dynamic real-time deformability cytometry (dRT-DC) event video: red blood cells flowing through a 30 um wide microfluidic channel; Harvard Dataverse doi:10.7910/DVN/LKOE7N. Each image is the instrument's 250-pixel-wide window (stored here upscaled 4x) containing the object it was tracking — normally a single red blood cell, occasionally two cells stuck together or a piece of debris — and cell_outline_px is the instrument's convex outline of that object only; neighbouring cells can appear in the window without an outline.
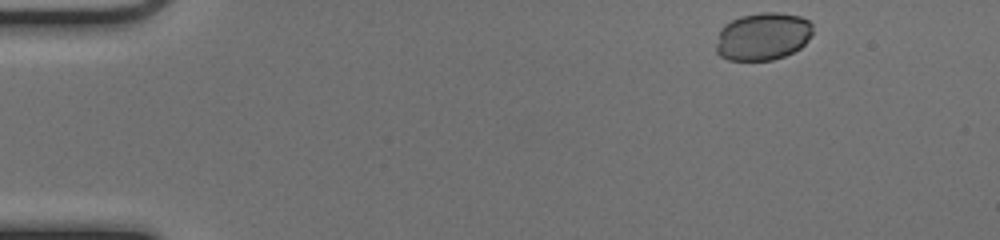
{"species": "common noctule bat (a hibernating species)", "species_latin": "Nyctalus noctula", "temperature_condition": "cold", "stored_images_in_passage": 47, "camera_frame_rate_fps": 3000, "um_per_image_px": 0.085, "animal": {"sex": "female", "body_mass_g": 17.0, "forearm_length_mm": 48.0}, "frame": {"image": 1, "passage_image": 1, "time_ms": 0.0, "image_size_px": [1000, 240], "cell_outline_px": [[812, 32], [808, 40], [800, 48], [784, 56], [772, 60], [728, 60], [720, 56], [716, 52], [716, 44], [720, 28], [724, 24], [740, 16], [760, 12], [776, 12], [800, 16], [808, 20], [812, 24]], "centroid_in_image_um": [64.82, 3.09], "position_along_channel_um": 20.2, "area_um2": 26.99}}
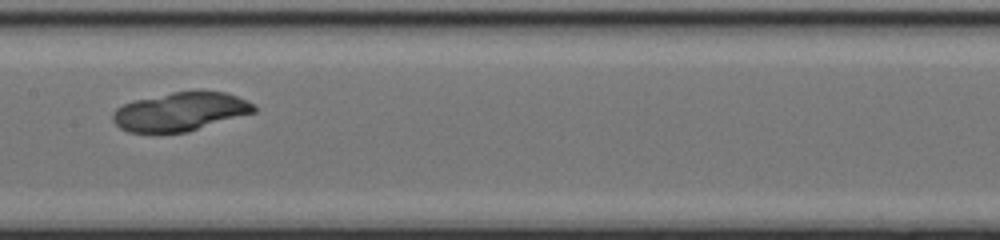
{"frame": {"image": 2, "passage_image": 22, "time_ms": 7.0, "image_size_px": [1000, 240], "cell_outline_px": [[256, 112], [188, 132], [128, 132], [120, 128], [112, 120], [112, 112], [116, 108], [124, 104], [136, 100], [172, 92], [224, 92], [236, 96], [252, 104], [256, 108]], "centroid_in_image_um": [15.3, 9.51], "position_along_channel_um": 192.1, "area_um2": 31.39}}
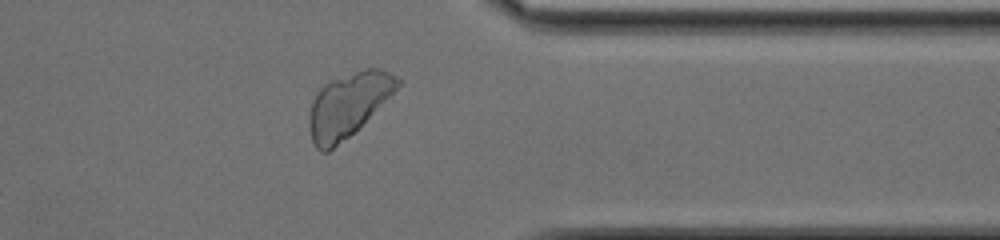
{"frame": {"image": 3, "passage_image": 37, "time_ms": 12.0, "image_size_px": [1000, 240], "cell_outline_px": [[400, 84], [348, 136], [328, 152], [320, 152], [316, 148], [312, 140], [308, 124], [308, 120], [312, 100], [316, 92], [324, 84], [332, 80], [364, 68], [380, 68], [396, 76], [400, 80]], "centroid_in_image_um": [29.52, 8.91], "position_along_channel_um": 381.9, "area_um2": 31.91}}